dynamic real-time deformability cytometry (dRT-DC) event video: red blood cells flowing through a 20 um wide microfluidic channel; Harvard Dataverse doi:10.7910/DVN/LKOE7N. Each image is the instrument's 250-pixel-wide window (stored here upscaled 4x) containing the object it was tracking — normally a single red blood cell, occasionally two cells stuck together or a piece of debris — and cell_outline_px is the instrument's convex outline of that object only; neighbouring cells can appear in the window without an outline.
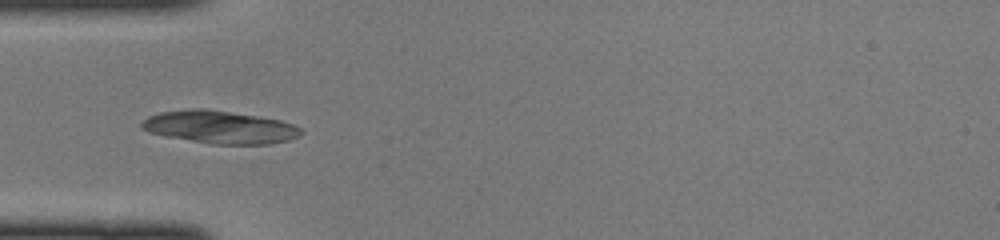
{"species": "common noctule bat (a hibernating species)", "species_latin": "Nyctalus noctula", "temperature_condition": "cold", "stored_images_in_passage": 36, "camera_frame_rate_fps": 3000, "um_per_image_px": 0.085, "animal": {"sex": "female", "body_mass_g": 22.0, "forearm_length_mm": 56.7}, "frame": {"image": 1, "passage_image": 4, "time_ms": 1.0, "image_size_px": [1000, 240], "cell_outline_px": [[304, 132], [300, 136], [288, 140], [268, 144], [212, 144], [168, 136], [148, 132], [140, 128], [140, 124], [148, 116], [160, 112], [188, 108], [208, 108], [260, 116], [280, 120], [292, 124], [300, 128]], "centroid_in_image_um": [18.68, 10.79], "position_along_channel_um": 66.3, "area_um2": 30.58}}
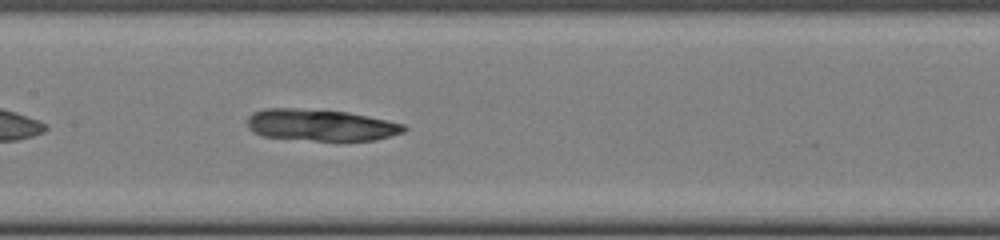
{"frame": {"image": 2, "passage_image": 12, "time_ms": 3.667, "image_size_px": [1000, 240], "cell_outline_px": [[408, 128], [404, 132], [376, 140], [312, 140], [260, 136], [252, 132], [248, 128], [248, 116], [252, 112], [264, 108], [296, 108], [348, 112], [368, 116], [404, 124]], "centroid_in_image_um": [27.23, 10.62], "position_along_channel_um": 180.2, "area_um2": 28.9}}
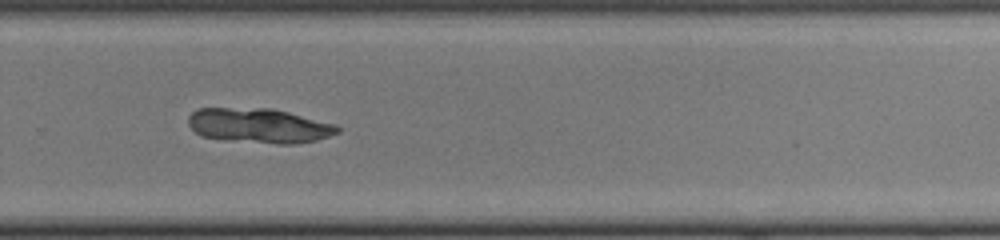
{"frame": {"image": 3, "passage_image": 21, "time_ms": 6.667, "image_size_px": [1000, 240], "cell_outline_px": [[340, 132], [316, 140], [296, 144], [276, 144], [224, 140], [200, 136], [188, 124], [188, 116], [196, 108], [272, 108], [336, 124], [340, 128]], "centroid_in_image_um": [22.01, 10.68], "position_along_channel_um": 307.8, "area_um2": 30.4}}